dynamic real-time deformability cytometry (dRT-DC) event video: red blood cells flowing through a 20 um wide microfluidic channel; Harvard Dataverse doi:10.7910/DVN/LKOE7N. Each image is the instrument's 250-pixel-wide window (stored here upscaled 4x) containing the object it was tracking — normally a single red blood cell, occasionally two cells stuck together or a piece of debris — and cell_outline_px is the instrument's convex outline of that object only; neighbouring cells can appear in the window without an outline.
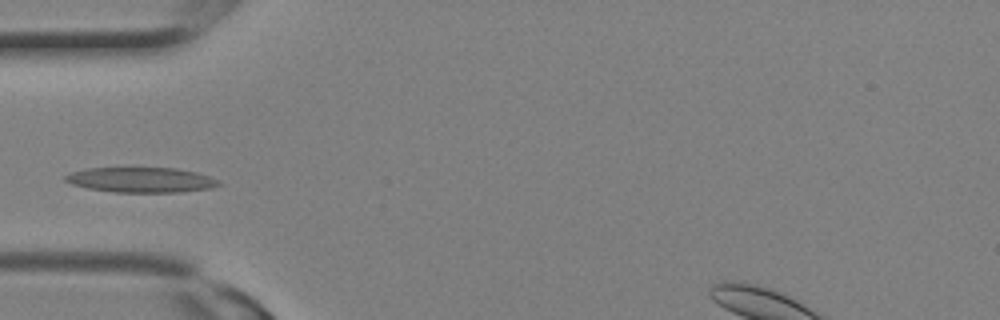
{"species": "Egyptian fruit bat (a non-hibernating species)", "species_latin": "Rousettus aegyptiacus", "temperature_condition": "room temperature", "stored_images_in_passage": 2, "camera_frame_rate_fps": 3000, "um_per_image_px": 0.085, "animal": {"sex": "female"}, "frame": {"image": 1, "passage_image": 2, "time_ms": 0.333, "image_size_px": [1000, 320], "cell_outline_px": [[220, 184], [212, 188], [180, 192], [112, 192], [88, 188], [72, 184], [64, 180], [64, 176], [72, 172], [88, 168], [176, 168], [196, 172], [220, 180]], "centroid_in_image_um": [12.0, 15.29], "position_along_channel_um": 73.0, "area_um2": 22.37}}